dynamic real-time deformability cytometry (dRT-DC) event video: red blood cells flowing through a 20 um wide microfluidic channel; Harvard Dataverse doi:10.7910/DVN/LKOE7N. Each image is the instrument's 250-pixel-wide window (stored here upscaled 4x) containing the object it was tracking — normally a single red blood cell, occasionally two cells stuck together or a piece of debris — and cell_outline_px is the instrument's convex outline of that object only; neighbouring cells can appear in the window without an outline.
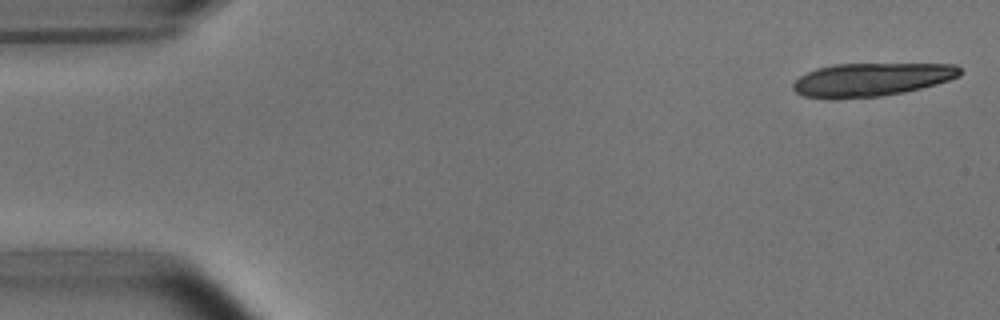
{"species": "common noctule bat (a hibernating species)", "species_latin": "Nyctalus noctula", "temperature_condition": "room temperature", "stored_images_in_passage": 16, "camera_frame_rate_fps": 3000, "um_per_image_px": 0.085, "animal": {"sex": "male", "body_mass_g": 15.6}, "frame": {"image": 1, "passage_image": 1, "time_ms": 0.0, "image_size_px": [1000, 320], "cell_outline_px": [[960, 76], [936, 84], [904, 92], [880, 96], [832, 100], [824, 100], [804, 96], [796, 92], [792, 88], [792, 84], [800, 76], [816, 68], [832, 64], [956, 64], [960, 68]], "centroid_in_image_um": [74.01, 6.78], "position_along_channel_um": 11.0, "area_um2": 32.66}}